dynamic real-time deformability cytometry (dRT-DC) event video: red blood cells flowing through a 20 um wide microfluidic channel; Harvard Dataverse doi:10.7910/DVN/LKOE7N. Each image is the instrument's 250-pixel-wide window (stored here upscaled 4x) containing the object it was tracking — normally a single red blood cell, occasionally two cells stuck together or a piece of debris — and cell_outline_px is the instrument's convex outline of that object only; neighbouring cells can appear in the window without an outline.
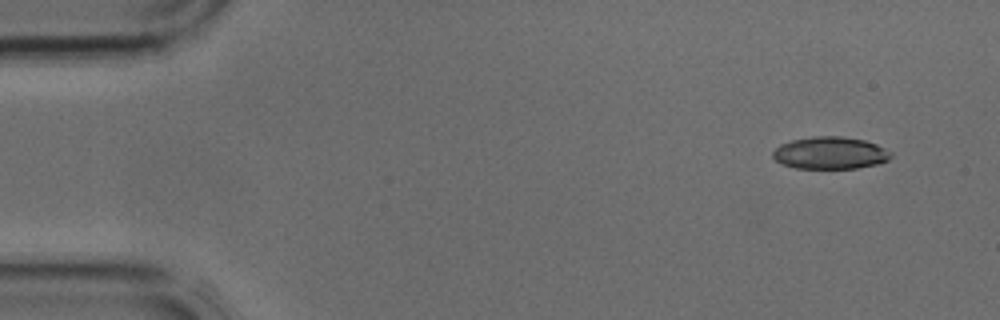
{"species": "common noctule bat (a hibernating species)", "species_latin": "Nyctalus noctula", "temperature_condition": "cold", "stored_images_in_passage": 3, "camera_frame_rate_fps": 3000, "um_per_image_px": 0.085, "animal": {"sex": "male", "body_mass_g": 17.9, "forearm_length_mm": 54.2}, "frame": {"image": 1, "passage_image": 1, "time_ms": 0.0, "image_size_px": [1000, 320], "cell_outline_px": [[892, 156], [888, 160], [876, 164], [856, 168], [796, 168], [784, 164], [776, 160], [772, 156], [772, 152], [780, 144], [792, 140], [812, 136], [840, 136], [864, 140], [876, 144], [892, 152]], "centroid_in_image_um": [70.57, 12.99], "position_along_channel_um": 14.4, "area_um2": 22.08}}